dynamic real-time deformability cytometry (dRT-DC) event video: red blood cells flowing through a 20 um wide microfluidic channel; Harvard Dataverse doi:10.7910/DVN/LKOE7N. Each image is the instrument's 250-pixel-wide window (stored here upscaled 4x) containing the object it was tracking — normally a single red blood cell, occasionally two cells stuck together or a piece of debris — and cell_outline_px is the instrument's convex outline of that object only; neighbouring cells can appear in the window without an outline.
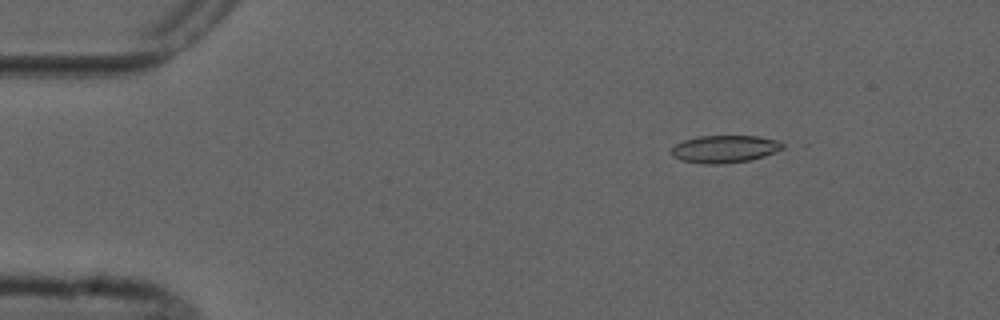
{"species": "common noctule bat (a hibernating species)", "species_latin": "Nyctalus noctula", "temperature_condition": "cold", "stored_images_in_passage": 5, "camera_frame_rate_fps": 3000, "um_per_image_px": 0.085, "animal": {"sex": "male", "forearm_length_mm": 52.5}, "frame": {"image": 1, "passage_image": 3, "time_ms": 2.333, "image_size_px": [1000, 320], "cell_outline_px": [[784, 148], [764, 156], [748, 160], [720, 164], [704, 164], [680, 160], [672, 156], [672, 148], [676, 144], [684, 140], [700, 136], [756, 136], [776, 140], [784, 144]], "centroid_in_image_um": [61.58, 12.67], "position_along_channel_um": 23.4, "area_um2": 17.63}}